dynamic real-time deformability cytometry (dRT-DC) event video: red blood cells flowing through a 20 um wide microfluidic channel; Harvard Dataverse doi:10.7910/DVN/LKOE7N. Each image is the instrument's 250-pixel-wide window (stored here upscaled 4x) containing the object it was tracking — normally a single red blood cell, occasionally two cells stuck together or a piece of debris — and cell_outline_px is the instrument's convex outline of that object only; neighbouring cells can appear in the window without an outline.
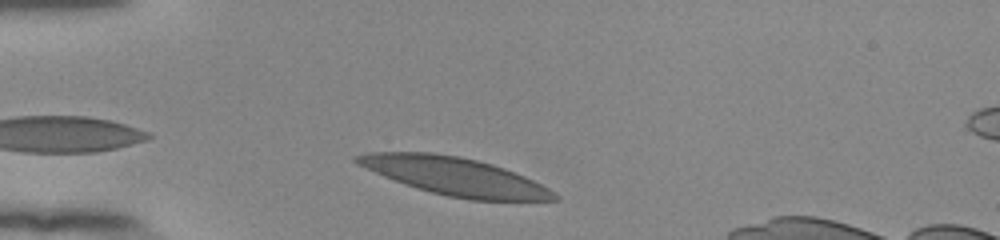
{"species": "human", "species_latin": "Homo sapiens", "temperature_condition": "room temperature", "stored_images_in_passage": 33, "camera_frame_rate_fps": 3000, "um_per_image_px": 0.085, "donor": {"sex": "female"}, "frame": {"image": 1, "passage_image": 2, "time_ms": 0.333, "image_size_px": [1000, 240], "cell_outline_px": [[560, 200], [468, 200], [448, 196], [416, 188], [384, 176], [356, 164], [352, 160], [356, 156], [368, 152], [432, 152], [456, 156], [476, 160], [492, 164], [504, 168], [524, 176], [548, 188], [560, 196]], "centroid_in_image_um": [38.65, 14.98], "position_along_channel_um": 46.4, "area_um2": 43.18}}
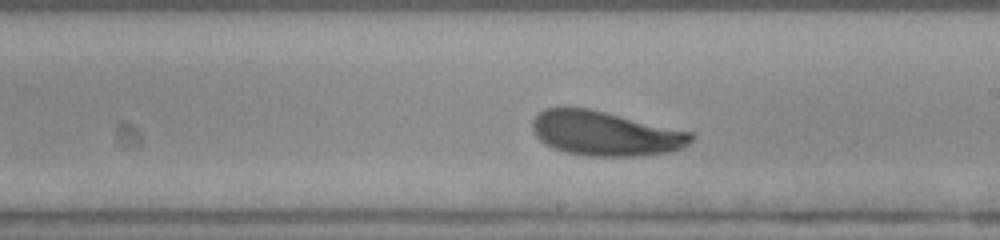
{"frame": {"image": 2, "passage_image": 19, "time_ms": 6.0, "image_size_px": [1000, 240], "cell_outline_px": [[696, 136], [688, 144], [672, 152], [636, 156], [588, 156], [568, 152], [552, 148], [544, 144], [536, 136], [532, 128], [532, 120], [544, 108], [588, 108], [692, 132]], "centroid_in_image_um": [51.45, 11.35], "position_along_channel_um": 237.5, "area_um2": 41.04}}
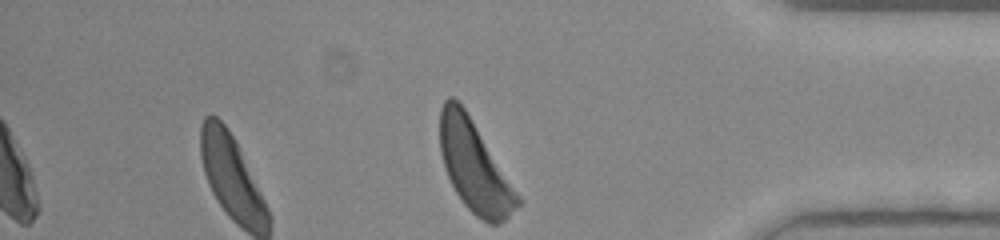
{"frame": {"image": 3, "passage_image": 33, "time_ms": 10.667, "image_size_px": [1000, 240], "cell_outline_px": [[520, 204], [500, 224], [488, 224], [476, 216], [464, 204], [456, 192], [444, 168], [440, 152], [440, 108], [444, 100], [448, 96], [452, 96], [464, 108], [520, 196]], "centroid_in_image_um": [40.31, 14.16], "position_along_channel_um": 394.9, "area_um2": 40.34}, "authors_computed_cell_mechanics": {"area_um2": 41.5582, "velocity_mm_per_s": 3.8306, "shape_relaxation_time_tau1_ms": 2.7947, "shape_relaxation_time_tau2_ms": null, "deformation_change_tau1": 0.1093, "deformation_change_tau2": null}}